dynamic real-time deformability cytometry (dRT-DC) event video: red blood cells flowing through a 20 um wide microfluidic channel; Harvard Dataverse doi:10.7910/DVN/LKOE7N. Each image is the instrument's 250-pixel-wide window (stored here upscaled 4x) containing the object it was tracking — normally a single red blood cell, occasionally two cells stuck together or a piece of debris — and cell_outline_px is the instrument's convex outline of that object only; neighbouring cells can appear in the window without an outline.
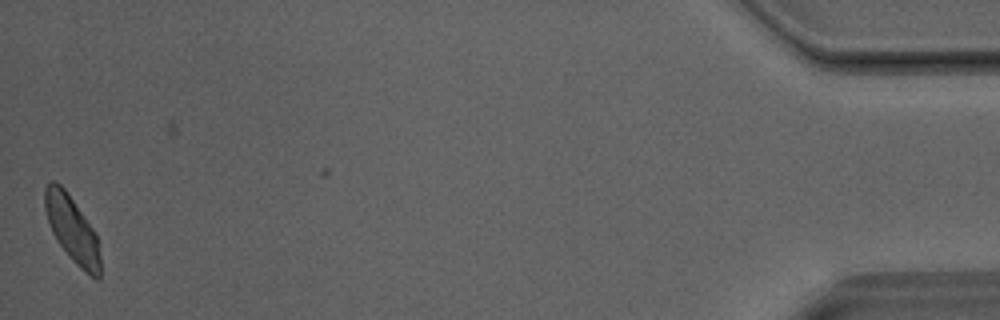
{"species": "Egyptian fruit bat (a non-hibernating species)", "species_latin": "Rousettus aegyptiacus", "temperature_condition": "room temperature", "stored_images_in_passage": 35, "camera_frame_rate_fps": 3000, "um_per_image_px": 0.085, "animal": {"sex": "male"}, "frame": {"image": 1, "passage_image": 34, "time_ms": 11.0, "image_size_px": [1000, 320], "cell_outline_px": [[100, 280], [96, 280], [84, 272], [72, 260], [60, 244], [52, 232], [44, 208], [44, 188], [52, 180], [60, 184], [64, 188], [96, 232], [100, 256]], "centroid_in_image_um": [6.14, 19.51], "position_along_channel_um": 429.1, "area_um2": 21.27}}